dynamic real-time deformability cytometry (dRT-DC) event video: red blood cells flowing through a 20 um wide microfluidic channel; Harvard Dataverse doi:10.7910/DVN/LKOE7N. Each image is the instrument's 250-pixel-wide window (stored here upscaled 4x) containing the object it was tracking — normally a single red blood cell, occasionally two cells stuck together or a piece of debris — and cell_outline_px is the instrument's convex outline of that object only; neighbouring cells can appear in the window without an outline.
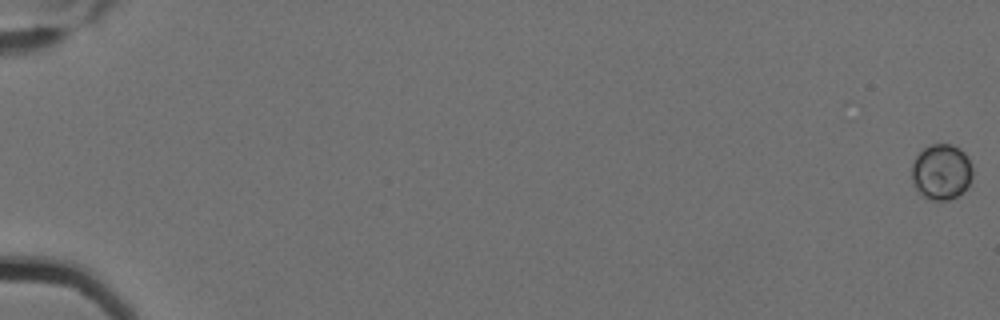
{"species": "Egyptian fruit bat (a non-hibernating species)", "species_latin": "Rousettus aegyptiacus", "temperature_condition": "cold", "stored_images_in_passage": 9, "camera_frame_rate_fps": 3000, "um_per_image_px": 0.085, "animal": {"sex": "female"}, "frame": {"image": 1, "passage_image": 1, "time_ms": 0.0, "image_size_px": [1000, 320], "cell_outline_px": [[972, 180], [956, 196], [948, 200], [932, 200], [920, 196], [916, 192], [912, 180], [912, 164], [916, 156], [924, 148], [932, 144], [952, 144], [960, 148], [964, 152], [972, 168]], "centroid_in_image_um": [79.98, 14.62], "position_along_channel_um": 5.0, "area_um2": 19.77}}
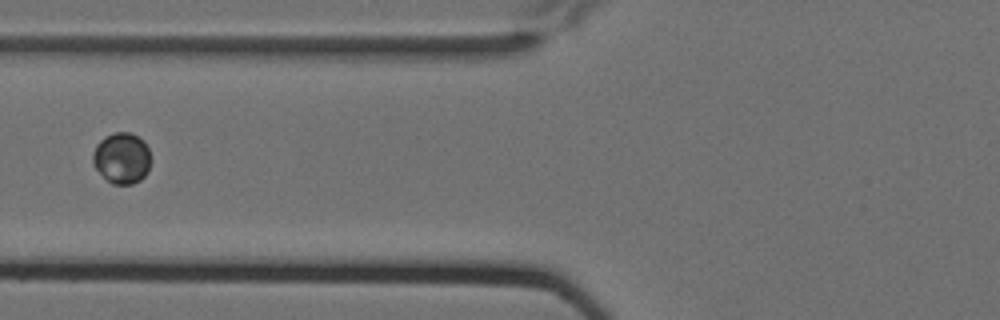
{"frame": {"image": 2, "passage_image": 8, "time_ms": 2.333, "image_size_px": [1000, 320], "cell_outline_px": [[148, 172], [140, 180], [132, 184], [112, 184], [92, 164], [92, 152], [96, 144], [104, 136], [112, 132], [132, 132], [144, 140], [148, 148]], "centroid_in_image_um": [10.32, 13.41], "position_along_channel_um": 115.5, "area_um2": 17.28}}
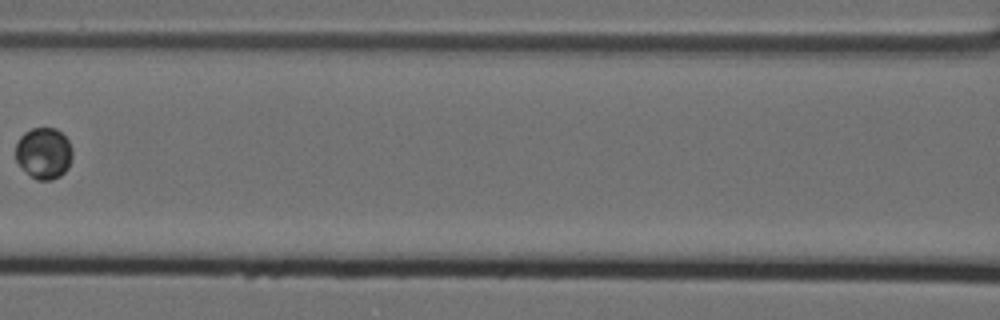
{"frame": {"image": 3, "passage_image": 9, "time_ms": 2.667, "image_size_px": [1000, 320], "cell_outline_px": [[72, 160], [68, 168], [60, 176], [52, 180], [36, 180], [16, 160], [16, 144], [20, 136], [24, 132], [32, 128], [56, 128], [68, 140], [72, 148]], "centroid_in_image_um": [3.74, 13.01], "position_along_channel_um": 162.9, "area_um2": 16.94}}